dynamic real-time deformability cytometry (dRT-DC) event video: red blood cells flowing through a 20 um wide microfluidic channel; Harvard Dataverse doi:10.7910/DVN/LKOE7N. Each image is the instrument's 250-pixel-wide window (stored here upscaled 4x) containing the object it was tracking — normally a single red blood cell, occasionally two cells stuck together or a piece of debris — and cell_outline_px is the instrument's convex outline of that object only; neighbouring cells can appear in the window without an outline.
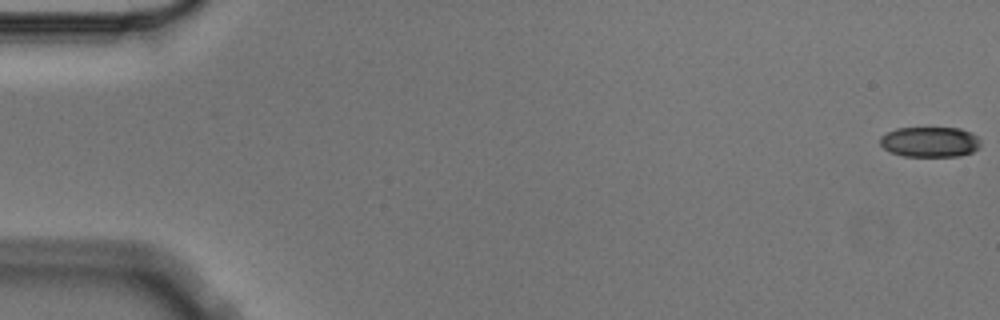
{"species": "Egyptian fruit bat (a non-hibernating species)", "species_latin": "Rousettus aegyptiacus", "temperature_condition": "cold", "stored_images_in_passage": 6, "camera_frame_rate_fps": 3000, "um_per_image_px": 0.085, "animal": {"sex": "male"}, "frame": {"image": 1, "passage_image": 1, "time_ms": 0.0, "image_size_px": [1000, 320], "cell_outline_px": [[980, 148], [972, 152], [960, 156], [904, 156], [892, 152], [884, 148], [880, 144], [880, 136], [896, 128], [960, 128], [972, 132], [980, 140]], "centroid_in_image_um": [79.07, 12.06], "position_along_channel_um": 5.9, "area_um2": 17.8}}
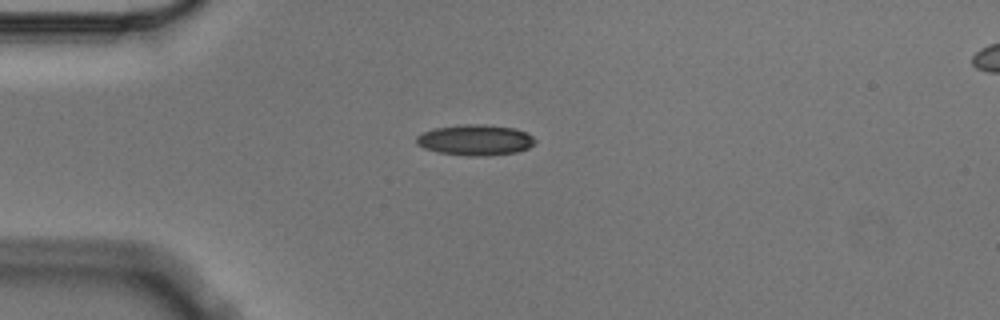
{"frame": {"image": 2, "passage_image": 5, "time_ms": 1.333, "image_size_px": [1000, 320], "cell_outline_px": [[536, 144], [528, 148], [516, 152], [488, 156], [468, 156], [440, 152], [424, 148], [416, 144], [416, 136], [424, 132], [436, 128], [464, 124], [480, 124], [516, 128], [532, 136], [536, 140]], "centroid_in_image_um": [40.42, 11.9], "position_along_channel_um": 44.6, "area_um2": 21.21}}